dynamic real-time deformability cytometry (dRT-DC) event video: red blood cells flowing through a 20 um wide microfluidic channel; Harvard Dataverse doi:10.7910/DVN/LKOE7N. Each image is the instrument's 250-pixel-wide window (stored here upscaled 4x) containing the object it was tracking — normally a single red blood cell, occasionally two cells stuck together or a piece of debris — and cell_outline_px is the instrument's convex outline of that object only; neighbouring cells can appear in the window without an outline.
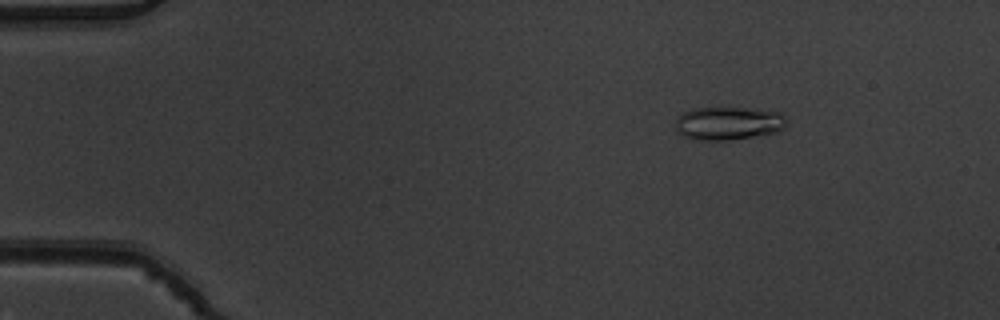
{"species": "common noctule bat (a hibernating species)", "species_latin": "Nyctalus noctula", "temperature_condition": "warm", "stored_images_in_passage": 7, "camera_frame_rate_fps": 3000, "um_per_image_px": 0.085, "animal": {"sex": "male", "body_mass_g": 19.5, "forearm_length_mm": 54.6}, "frame": {"image": 1, "passage_image": 3, "time_ms": 0.667, "image_size_px": [1000, 320], "cell_outline_px": [[788, 120], [784, 128], [776, 132], [728, 140], [700, 140], [684, 136], [676, 132], [676, 120], [684, 112], [692, 108], [720, 104], [784, 112]], "centroid_in_image_um": [61.94, 10.41], "position_along_channel_um": 23.1, "area_um2": 22.48}}
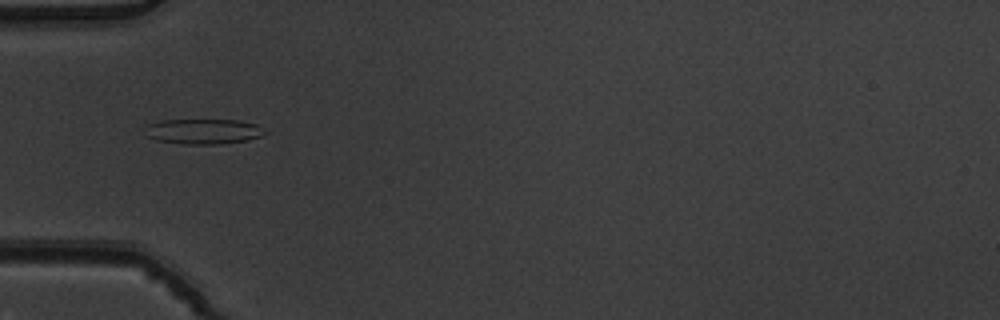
{"frame": {"image": 2, "passage_image": 6, "time_ms": 1.667, "image_size_px": [1000, 320], "cell_outline_px": [[268, 132], [260, 136], [248, 140], [220, 144], [184, 144], [156, 140], [144, 136], [144, 124], [160, 120], [240, 120], [256, 124]], "centroid_in_image_um": [17.21, 11.16], "position_along_channel_um": 67.8, "area_um2": 17.92}}
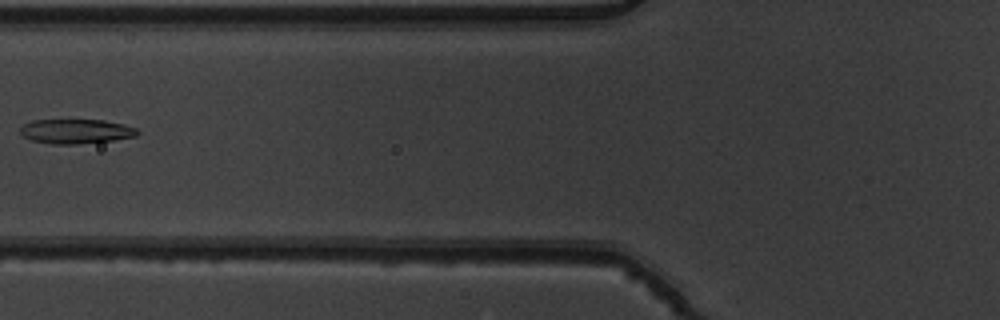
{"frame": {"image": 3, "passage_image": 7, "time_ms": 2.0, "image_size_px": [1000, 320], "cell_outline_px": [[140, 132], [136, 136], [112, 140], [76, 144], [52, 144], [32, 140], [24, 136], [20, 132], [20, 128], [24, 124], [32, 120], [104, 120], [124, 124], [136, 128]], "centroid_in_image_um": [6.47, 11.16], "position_along_channel_um": 119.3, "area_um2": 16.65}}